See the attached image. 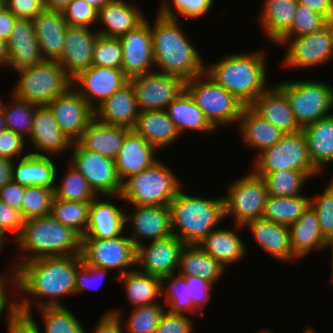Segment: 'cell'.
Segmentation results:
<instances>
[{
    "instance_id": "cell-1",
    "label": "cell",
    "mask_w": 333,
    "mask_h": 333,
    "mask_svg": "<svg viewBox=\"0 0 333 333\" xmlns=\"http://www.w3.org/2000/svg\"><path fill=\"white\" fill-rule=\"evenodd\" d=\"M82 262L76 254L20 263L11 277L13 310L27 315L42 307L65 306L62 299L75 297V275Z\"/></svg>"
},
{
    "instance_id": "cell-2",
    "label": "cell",
    "mask_w": 333,
    "mask_h": 333,
    "mask_svg": "<svg viewBox=\"0 0 333 333\" xmlns=\"http://www.w3.org/2000/svg\"><path fill=\"white\" fill-rule=\"evenodd\" d=\"M150 21L154 69L184 81L205 73L202 54L181 28L183 20L162 16L158 11Z\"/></svg>"
},
{
    "instance_id": "cell-3",
    "label": "cell",
    "mask_w": 333,
    "mask_h": 333,
    "mask_svg": "<svg viewBox=\"0 0 333 333\" xmlns=\"http://www.w3.org/2000/svg\"><path fill=\"white\" fill-rule=\"evenodd\" d=\"M16 258L0 274L11 279L14 269L27 261L43 257H61L81 254V236L51 215L24 221L20 236L15 240ZM15 260V261H14Z\"/></svg>"
},
{
    "instance_id": "cell-4",
    "label": "cell",
    "mask_w": 333,
    "mask_h": 333,
    "mask_svg": "<svg viewBox=\"0 0 333 333\" xmlns=\"http://www.w3.org/2000/svg\"><path fill=\"white\" fill-rule=\"evenodd\" d=\"M264 49L228 53L213 63L205 65V72L220 86L233 94L244 106L254 100L270 86L268 79V57Z\"/></svg>"
},
{
    "instance_id": "cell-5",
    "label": "cell",
    "mask_w": 333,
    "mask_h": 333,
    "mask_svg": "<svg viewBox=\"0 0 333 333\" xmlns=\"http://www.w3.org/2000/svg\"><path fill=\"white\" fill-rule=\"evenodd\" d=\"M185 187V188H184ZM186 184L170 202L171 228L186 245L199 243L211 231L226 222L224 215L223 196L205 197L187 193Z\"/></svg>"
},
{
    "instance_id": "cell-6",
    "label": "cell",
    "mask_w": 333,
    "mask_h": 333,
    "mask_svg": "<svg viewBox=\"0 0 333 333\" xmlns=\"http://www.w3.org/2000/svg\"><path fill=\"white\" fill-rule=\"evenodd\" d=\"M182 180L159 158L151 167L131 175L122 183L123 203L133 206L169 205L185 185Z\"/></svg>"
},
{
    "instance_id": "cell-7",
    "label": "cell",
    "mask_w": 333,
    "mask_h": 333,
    "mask_svg": "<svg viewBox=\"0 0 333 333\" xmlns=\"http://www.w3.org/2000/svg\"><path fill=\"white\" fill-rule=\"evenodd\" d=\"M15 72L19 78L11 90L12 94L37 106H47L72 87V79L55 60H44Z\"/></svg>"
},
{
    "instance_id": "cell-8",
    "label": "cell",
    "mask_w": 333,
    "mask_h": 333,
    "mask_svg": "<svg viewBox=\"0 0 333 333\" xmlns=\"http://www.w3.org/2000/svg\"><path fill=\"white\" fill-rule=\"evenodd\" d=\"M275 84L285 93L301 129L333 114L332 84L320 79H285Z\"/></svg>"
},
{
    "instance_id": "cell-9",
    "label": "cell",
    "mask_w": 333,
    "mask_h": 333,
    "mask_svg": "<svg viewBox=\"0 0 333 333\" xmlns=\"http://www.w3.org/2000/svg\"><path fill=\"white\" fill-rule=\"evenodd\" d=\"M185 90L218 132L221 126L238 124L244 105L206 72L185 81Z\"/></svg>"
},
{
    "instance_id": "cell-10",
    "label": "cell",
    "mask_w": 333,
    "mask_h": 333,
    "mask_svg": "<svg viewBox=\"0 0 333 333\" xmlns=\"http://www.w3.org/2000/svg\"><path fill=\"white\" fill-rule=\"evenodd\" d=\"M251 171L264 177L267 173L293 170L306 172L311 178L322 176L313 166L304 132L286 133L273 146L256 154Z\"/></svg>"
},
{
    "instance_id": "cell-11",
    "label": "cell",
    "mask_w": 333,
    "mask_h": 333,
    "mask_svg": "<svg viewBox=\"0 0 333 333\" xmlns=\"http://www.w3.org/2000/svg\"><path fill=\"white\" fill-rule=\"evenodd\" d=\"M226 189L222 195L225 219L230 217L233 224L244 226L248 221L262 217L269 196L262 177L248 170L229 183Z\"/></svg>"
},
{
    "instance_id": "cell-12",
    "label": "cell",
    "mask_w": 333,
    "mask_h": 333,
    "mask_svg": "<svg viewBox=\"0 0 333 333\" xmlns=\"http://www.w3.org/2000/svg\"><path fill=\"white\" fill-rule=\"evenodd\" d=\"M81 257L86 265L102 267L113 271V280L136 268V247L124 233L117 238H81ZM118 273V274H117Z\"/></svg>"
},
{
    "instance_id": "cell-13",
    "label": "cell",
    "mask_w": 333,
    "mask_h": 333,
    "mask_svg": "<svg viewBox=\"0 0 333 333\" xmlns=\"http://www.w3.org/2000/svg\"><path fill=\"white\" fill-rule=\"evenodd\" d=\"M277 46H284V57L279 64L284 70H308L323 67L333 61L329 20L324 28L309 35L299 37H282ZM319 65V66H318ZM321 65V66H320Z\"/></svg>"
},
{
    "instance_id": "cell-14",
    "label": "cell",
    "mask_w": 333,
    "mask_h": 333,
    "mask_svg": "<svg viewBox=\"0 0 333 333\" xmlns=\"http://www.w3.org/2000/svg\"><path fill=\"white\" fill-rule=\"evenodd\" d=\"M69 154L68 162L86 178L98 196L121 194L122 182L116 173L115 160L85 149L78 141L72 143Z\"/></svg>"
},
{
    "instance_id": "cell-15",
    "label": "cell",
    "mask_w": 333,
    "mask_h": 333,
    "mask_svg": "<svg viewBox=\"0 0 333 333\" xmlns=\"http://www.w3.org/2000/svg\"><path fill=\"white\" fill-rule=\"evenodd\" d=\"M134 87L140 111L166 110L185 90V81L166 73L153 71L129 79Z\"/></svg>"
},
{
    "instance_id": "cell-16",
    "label": "cell",
    "mask_w": 333,
    "mask_h": 333,
    "mask_svg": "<svg viewBox=\"0 0 333 333\" xmlns=\"http://www.w3.org/2000/svg\"><path fill=\"white\" fill-rule=\"evenodd\" d=\"M125 206L127 208L125 224L128 228L126 232L130 231L128 237L133 241L135 247L173 235L168 205Z\"/></svg>"
},
{
    "instance_id": "cell-17",
    "label": "cell",
    "mask_w": 333,
    "mask_h": 333,
    "mask_svg": "<svg viewBox=\"0 0 333 333\" xmlns=\"http://www.w3.org/2000/svg\"><path fill=\"white\" fill-rule=\"evenodd\" d=\"M185 246L186 244L174 234L143 243L136 247V268L160 279L177 273Z\"/></svg>"
},
{
    "instance_id": "cell-18",
    "label": "cell",
    "mask_w": 333,
    "mask_h": 333,
    "mask_svg": "<svg viewBox=\"0 0 333 333\" xmlns=\"http://www.w3.org/2000/svg\"><path fill=\"white\" fill-rule=\"evenodd\" d=\"M128 81L122 69L92 65L72 79V87L95 110Z\"/></svg>"
},
{
    "instance_id": "cell-19",
    "label": "cell",
    "mask_w": 333,
    "mask_h": 333,
    "mask_svg": "<svg viewBox=\"0 0 333 333\" xmlns=\"http://www.w3.org/2000/svg\"><path fill=\"white\" fill-rule=\"evenodd\" d=\"M47 106L59 128L72 142L78 141L85 128L95 119L94 109L73 87L55 97Z\"/></svg>"
},
{
    "instance_id": "cell-20",
    "label": "cell",
    "mask_w": 333,
    "mask_h": 333,
    "mask_svg": "<svg viewBox=\"0 0 333 333\" xmlns=\"http://www.w3.org/2000/svg\"><path fill=\"white\" fill-rule=\"evenodd\" d=\"M72 141L59 128L57 121L48 106H38L34 113L32 130L27 139L30 154L57 156L69 154ZM30 144V145H29ZM35 149V150H34Z\"/></svg>"
},
{
    "instance_id": "cell-21",
    "label": "cell",
    "mask_w": 333,
    "mask_h": 333,
    "mask_svg": "<svg viewBox=\"0 0 333 333\" xmlns=\"http://www.w3.org/2000/svg\"><path fill=\"white\" fill-rule=\"evenodd\" d=\"M115 199L123 202L121 194L97 196L91 201L89 224L81 238L111 239L126 232V206H118Z\"/></svg>"
},
{
    "instance_id": "cell-22",
    "label": "cell",
    "mask_w": 333,
    "mask_h": 333,
    "mask_svg": "<svg viewBox=\"0 0 333 333\" xmlns=\"http://www.w3.org/2000/svg\"><path fill=\"white\" fill-rule=\"evenodd\" d=\"M123 60L121 69L129 78L155 71L150 19L120 38Z\"/></svg>"
},
{
    "instance_id": "cell-23",
    "label": "cell",
    "mask_w": 333,
    "mask_h": 333,
    "mask_svg": "<svg viewBox=\"0 0 333 333\" xmlns=\"http://www.w3.org/2000/svg\"><path fill=\"white\" fill-rule=\"evenodd\" d=\"M98 36L95 28L68 26L62 54L57 61L71 79L92 66L93 49Z\"/></svg>"
},
{
    "instance_id": "cell-24",
    "label": "cell",
    "mask_w": 333,
    "mask_h": 333,
    "mask_svg": "<svg viewBox=\"0 0 333 333\" xmlns=\"http://www.w3.org/2000/svg\"><path fill=\"white\" fill-rule=\"evenodd\" d=\"M243 227L249 230L248 232L256 241L254 243L260 246L264 253L270 255V258L273 257L283 265L298 261L290 245L288 226L260 217L248 221Z\"/></svg>"
},
{
    "instance_id": "cell-25",
    "label": "cell",
    "mask_w": 333,
    "mask_h": 333,
    "mask_svg": "<svg viewBox=\"0 0 333 333\" xmlns=\"http://www.w3.org/2000/svg\"><path fill=\"white\" fill-rule=\"evenodd\" d=\"M140 7L130 0H110L98 11L95 29L100 35L120 38L146 20V13Z\"/></svg>"
},
{
    "instance_id": "cell-26",
    "label": "cell",
    "mask_w": 333,
    "mask_h": 333,
    "mask_svg": "<svg viewBox=\"0 0 333 333\" xmlns=\"http://www.w3.org/2000/svg\"><path fill=\"white\" fill-rule=\"evenodd\" d=\"M7 62L6 67L13 71L33 66L43 62L41 49L38 45L31 19L17 18L6 42Z\"/></svg>"
},
{
    "instance_id": "cell-27",
    "label": "cell",
    "mask_w": 333,
    "mask_h": 333,
    "mask_svg": "<svg viewBox=\"0 0 333 333\" xmlns=\"http://www.w3.org/2000/svg\"><path fill=\"white\" fill-rule=\"evenodd\" d=\"M230 223L232 226L229 229L218 227L197 243L203 251L218 260L227 269L245 259L249 252L247 244L243 242L244 238H241L242 235H240L241 231H245L244 227Z\"/></svg>"
},
{
    "instance_id": "cell-28",
    "label": "cell",
    "mask_w": 333,
    "mask_h": 333,
    "mask_svg": "<svg viewBox=\"0 0 333 333\" xmlns=\"http://www.w3.org/2000/svg\"><path fill=\"white\" fill-rule=\"evenodd\" d=\"M95 119L105 125L134 129L140 112L134 87L129 80L95 110Z\"/></svg>"
},
{
    "instance_id": "cell-29",
    "label": "cell",
    "mask_w": 333,
    "mask_h": 333,
    "mask_svg": "<svg viewBox=\"0 0 333 333\" xmlns=\"http://www.w3.org/2000/svg\"><path fill=\"white\" fill-rule=\"evenodd\" d=\"M159 152L141 135L131 130L115 159L116 173L123 183L131 175L138 174L158 161Z\"/></svg>"
},
{
    "instance_id": "cell-30",
    "label": "cell",
    "mask_w": 333,
    "mask_h": 333,
    "mask_svg": "<svg viewBox=\"0 0 333 333\" xmlns=\"http://www.w3.org/2000/svg\"><path fill=\"white\" fill-rule=\"evenodd\" d=\"M250 107L285 134L302 130L295 120L285 93L275 83L259 95Z\"/></svg>"
},
{
    "instance_id": "cell-31",
    "label": "cell",
    "mask_w": 333,
    "mask_h": 333,
    "mask_svg": "<svg viewBox=\"0 0 333 333\" xmlns=\"http://www.w3.org/2000/svg\"><path fill=\"white\" fill-rule=\"evenodd\" d=\"M32 21L42 56L45 60L57 61L61 57L69 26L62 11L44 9Z\"/></svg>"
},
{
    "instance_id": "cell-32",
    "label": "cell",
    "mask_w": 333,
    "mask_h": 333,
    "mask_svg": "<svg viewBox=\"0 0 333 333\" xmlns=\"http://www.w3.org/2000/svg\"><path fill=\"white\" fill-rule=\"evenodd\" d=\"M237 133L241 142L249 150L259 154L262 150L273 146L285 133L258 115L250 106H244L237 124Z\"/></svg>"
},
{
    "instance_id": "cell-33",
    "label": "cell",
    "mask_w": 333,
    "mask_h": 333,
    "mask_svg": "<svg viewBox=\"0 0 333 333\" xmlns=\"http://www.w3.org/2000/svg\"><path fill=\"white\" fill-rule=\"evenodd\" d=\"M260 12L255 16L256 24L262 34L272 43H276L291 29L297 0H262Z\"/></svg>"
},
{
    "instance_id": "cell-34",
    "label": "cell",
    "mask_w": 333,
    "mask_h": 333,
    "mask_svg": "<svg viewBox=\"0 0 333 333\" xmlns=\"http://www.w3.org/2000/svg\"><path fill=\"white\" fill-rule=\"evenodd\" d=\"M133 130L158 151L172 146L181 137L166 110L140 111Z\"/></svg>"
},
{
    "instance_id": "cell-35",
    "label": "cell",
    "mask_w": 333,
    "mask_h": 333,
    "mask_svg": "<svg viewBox=\"0 0 333 333\" xmlns=\"http://www.w3.org/2000/svg\"><path fill=\"white\" fill-rule=\"evenodd\" d=\"M290 245L294 256L300 260L313 251H324V238L315 210L309 205L304 213L290 226Z\"/></svg>"
},
{
    "instance_id": "cell-36",
    "label": "cell",
    "mask_w": 333,
    "mask_h": 333,
    "mask_svg": "<svg viewBox=\"0 0 333 333\" xmlns=\"http://www.w3.org/2000/svg\"><path fill=\"white\" fill-rule=\"evenodd\" d=\"M55 158V159H54ZM56 157L28 154L14 161L13 180L24 186H43L54 189Z\"/></svg>"
},
{
    "instance_id": "cell-37",
    "label": "cell",
    "mask_w": 333,
    "mask_h": 333,
    "mask_svg": "<svg viewBox=\"0 0 333 333\" xmlns=\"http://www.w3.org/2000/svg\"><path fill=\"white\" fill-rule=\"evenodd\" d=\"M130 131L129 128L105 125L94 119L85 128L78 142L87 150L115 160Z\"/></svg>"
},
{
    "instance_id": "cell-38",
    "label": "cell",
    "mask_w": 333,
    "mask_h": 333,
    "mask_svg": "<svg viewBox=\"0 0 333 333\" xmlns=\"http://www.w3.org/2000/svg\"><path fill=\"white\" fill-rule=\"evenodd\" d=\"M166 111L181 137L185 133L194 131L206 134L217 132L218 134V131L209 123L203 111L186 90L168 105Z\"/></svg>"
},
{
    "instance_id": "cell-39",
    "label": "cell",
    "mask_w": 333,
    "mask_h": 333,
    "mask_svg": "<svg viewBox=\"0 0 333 333\" xmlns=\"http://www.w3.org/2000/svg\"><path fill=\"white\" fill-rule=\"evenodd\" d=\"M313 166L322 174L333 164V114L302 129Z\"/></svg>"
},
{
    "instance_id": "cell-40",
    "label": "cell",
    "mask_w": 333,
    "mask_h": 333,
    "mask_svg": "<svg viewBox=\"0 0 333 333\" xmlns=\"http://www.w3.org/2000/svg\"><path fill=\"white\" fill-rule=\"evenodd\" d=\"M226 271L224 265L194 244L186 245L182 250L177 273L201 277L215 286L226 275Z\"/></svg>"
},
{
    "instance_id": "cell-41",
    "label": "cell",
    "mask_w": 333,
    "mask_h": 333,
    "mask_svg": "<svg viewBox=\"0 0 333 333\" xmlns=\"http://www.w3.org/2000/svg\"><path fill=\"white\" fill-rule=\"evenodd\" d=\"M130 307L162 303L161 279L137 268L117 277ZM123 284V285H122Z\"/></svg>"
},
{
    "instance_id": "cell-42",
    "label": "cell",
    "mask_w": 333,
    "mask_h": 333,
    "mask_svg": "<svg viewBox=\"0 0 333 333\" xmlns=\"http://www.w3.org/2000/svg\"><path fill=\"white\" fill-rule=\"evenodd\" d=\"M36 310L42 319V326L34 316V311L27 315L36 323L40 333H87L82 321L78 319V315L68 306L42 307Z\"/></svg>"
},
{
    "instance_id": "cell-43",
    "label": "cell",
    "mask_w": 333,
    "mask_h": 333,
    "mask_svg": "<svg viewBox=\"0 0 333 333\" xmlns=\"http://www.w3.org/2000/svg\"><path fill=\"white\" fill-rule=\"evenodd\" d=\"M61 174L60 165L56 169L54 198L60 200L91 202L98 195L91 188L86 178L71 164ZM60 174V175H59ZM62 175V176H61Z\"/></svg>"
},
{
    "instance_id": "cell-44",
    "label": "cell",
    "mask_w": 333,
    "mask_h": 333,
    "mask_svg": "<svg viewBox=\"0 0 333 333\" xmlns=\"http://www.w3.org/2000/svg\"><path fill=\"white\" fill-rule=\"evenodd\" d=\"M165 310L163 303L136 306L131 308L127 319L122 317L124 316L122 308H110L105 312H110L119 318L125 333H155Z\"/></svg>"
},
{
    "instance_id": "cell-45",
    "label": "cell",
    "mask_w": 333,
    "mask_h": 333,
    "mask_svg": "<svg viewBox=\"0 0 333 333\" xmlns=\"http://www.w3.org/2000/svg\"><path fill=\"white\" fill-rule=\"evenodd\" d=\"M161 300L170 313L192 317L196 315L202 318L201 314L193 307L192 300H188V283L185 277L178 273L161 278Z\"/></svg>"
},
{
    "instance_id": "cell-46",
    "label": "cell",
    "mask_w": 333,
    "mask_h": 333,
    "mask_svg": "<svg viewBox=\"0 0 333 333\" xmlns=\"http://www.w3.org/2000/svg\"><path fill=\"white\" fill-rule=\"evenodd\" d=\"M310 205V196L301 194L291 197L268 196L262 218L286 226L292 225Z\"/></svg>"
},
{
    "instance_id": "cell-47",
    "label": "cell",
    "mask_w": 333,
    "mask_h": 333,
    "mask_svg": "<svg viewBox=\"0 0 333 333\" xmlns=\"http://www.w3.org/2000/svg\"><path fill=\"white\" fill-rule=\"evenodd\" d=\"M91 202L69 201L53 198L50 215L61 224L72 228L81 237L89 224Z\"/></svg>"
},
{
    "instance_id": "cell-48",
    "label": "cell",
    "mask_w": 333,
    "mask_h": 333,
    "mask_svg": "<svg viewBox=\"0 0 333 333\" xmlns=\"http://www.w3.org/2000/svg\"><path fill=\"white\" fill-rule=\"evenodd\" d=\"M270 196L291 197L304 194L305 186L311 177L303 171L279 170L263 177Z\"/></svg>"
},
{
    "instance_id": "cell-49",
    "label": "cell",
    "mask_w": 333,
    "mask_h": 333,
    "mask_svg": "<svg viewBox=\"0 0 333 333\" xmlns=\"http://www.w3.org/2000/svg\"><path fill=\"white\" fill-rule=\"evenodd\" d=\"M9 93L8 97L11 102H7L2 110L6 128L28 139L32 130L34 113L38 106L16 98L11 91Z\"/></svg>"
},
{
    "instance_id": "cell-50",
    "label": "cell",
    "mask_w": 333,
    "mask_h": 333,
    "mask_svg": "<svg viewBox=\"0 0 333 333\" xmlns=\"http://www.w3.org/2000/svg\"><path fill=\"white\" fill-rule=\"evenodd\" d=\"M216 0H159L157 11L164 17L200 20L207 16Z\"/></svg>"
},
{
    "instance_id": "cell-51",
    "label": "cell",
    "mask_w": 333,
    "mask_h": 333,
    "mask_svg": "<svg viewBox=\"0 0 333 333\" xmlns=\"http://www.w3.org/2000/svg\"><path fill=\"white\" fill-rule=\"evenodd\" d=\"M54 189L43 186H26L21 214L24 220L50 215Z\"/></svg>"
},
{
    "instance_id": "cell-52",
    "label": "cell",
    "mask_w": 333,
    "mask_h": 333,
    "mask_svg": "<svg viewBox=\"0 0 333 333\" xmlns=\"http://www.w3.org/2000/svg\"><path fill=\"white\" fill-rule=\"evenodd\" d=\"M122 60L120 39L99 34L93 49L92 65L121 69Z\"/></svg>"
},
{
    "instance_id": "cell-53",
    "label": "cell",
    "mask_w": 333,
    "mask_h": 333,
    "mask_svg": "<svg viewBox=\"0 0 333 333\" xmlns=\"http://www.w3.org/2000/svg\"><path fill=\"white\" fill-rule=\"evenodd\" d=\"M323 191L310 196V206L315 210L325 239L333 235V176Z\"/></svg>"
},
{
    "instance_id": "cell-54",
    "label": "cell",
    "mask_w": 333,
    "mask_h": 333,
    "mask_svg": "<svg viewBox=\"0 0 333 333\" xmlns=\"http://www.w3.org/2000/svg\"><path fill=\"white\" fill-rule=\"evenodd\" d=\"M328 19L305 5H297L291 29L283 37L309 35L326 26Z\"/></svg>"
},
{
    "instance_id": "cell-55",
    "label": "cell",
    "mask_w": 333,
    "mask_h": 333,
    "mask_svg": "<svg viewBox=\"0 0 333 333\" xmlns=\"http://www.w3.org/2000/svg\"><path fill=\"white\" fill-rule=\"evenodd\" d=\"M69 26L95 28L98 22V11L84 0H71L62 10Z\"/></svg>"
},
{
    "instance_id": "cell-56",
    "label": "cell",
    "mask_w": 333,
    "mask_h": 333,
    "mask_svg": "<svg viewBox=\"0 0 333 333\" xmlns=\"http://www.w3.org/2000/svg\"><path fill=\"white\" fill-rule=\"evenodd\" d=\"M109 275L110 270L102 267L86 265L82 262L77 268L75 275V298L86 291L94 290V287L97 288V285H102L99 283L104 282Z\"/></svg>"
},
{
    "instance_id": "cell-57",
    "label": "cell",
    "mask_w": 333,
    "mask_h": 333,
    "mask_svg": "<svg viewBox=\"0 0 333 333\" xmlns=\"http://www.w3.org/2000/svg\"><path fill=\"white\" fill-rule=\"evenodd\" d=\"M188 283V300H192L193 307L203 316V310L212 299L214 285L197 276H184ZM206 306V307H205Z\"/></svg>"
},
{
    "instance_id": "cell-58",
    "label": "cell",
    "mask_w": 333,
    "mask_h": 333,
    "mask_svg": "<svg viewBox=\"0 0 333 333\" xmlns=\"http://www.w3.org/2000/svg\"><path fill=\"white\" fill-rule=\"evenodd\" d=\"M24 221L20 211L0 200V234L3 237L14 242L22 232Z\"/></svg>"
},
{
    "instance_id": "cell-59",
    "label": "cell",
    "mask_w": 333,
    "mask_h": 333,
    "mask_svg": "<svg viewBox=\"0 0 333 333\" xmlns=\"http://www.w3.org/2000/svg\"><path fill=\"white\" fill-rule=\"evenodd\" d=\"M26 143L27 139L12 130L6 129L0 132V157H5L14 161L25 157L29 154V151H26L28 150V147L26 146L28 144Z\"/></svg>"
},
{
    "instance_id": "cell-60",
    "label": "cell",
    "mask_w": 333,
    "mask_h": 333,
    "mask_svg": "<svg viewBox=\"0 0 333 333\" xmlns=\"http://www.w3.org/2000/svg\"><path fill=\"white\" fill-rule=\"evenodd\" d=\"M194 318L165 310L155 333H195Z\"/></svg>"
},
{
    "instance_id": "cell-61",
    "label": "cell",
    "mask_w": 333,
    "mask_h": 333,
    "mask_svg": "<svg viewBox=\"0 0 333 333\" xmlns=\"http://www.w3.org/2000/svg\"><path fill=\"white\" fill-rule=\"evenodd\" d=\"M6 7L16 18L33 20L45 9L43 0H5Z\"/></svg>"
},
{
    "instance_id": "cell-62",
    "label": "cell",
    "mask_w": 333,
    "mask_h": 333,
    "mask_svg": "<svg viewBox=\"0 0 333 333\" xmlns=\"http://www.w3.org/2000/svg\"><path fill=\"white\" fill-rule=\"evenodd\" d=\"M4 318L6 333H40L36 323L28 315L13 310Z\"/></svg>"
},
{
    "instance_id": "cell-63",
    "label": "cell",
    "mask_w": 333,
    "mask_h": 333,
    "mask_svg": "<svg viewBox=\"0 0 333 333\" xmlns=\"http://www.w3.org/2000/svg\"><path fill=\"white\" fill-rule=\"evenodd\" d=\"M25 187L14 180L8 182L0 188V200L21 212Z\"/></svg>"
},
{
    "instance_id": "cell-64",
    "label": "cell",
    "mask_w": 333,
    "mask_h": 333,
    "mask_svg": "<svg viewBox=\"0 0 333 333\" xmlns=\"http://www.w3.org/2000/svg\"><path fill=\"white\" fill-rule=\"evenodd\" d=\"M103 313L93 326L91 333H125L123 324L116 315L110 312Z\"/></svg>"
},
{
    "instance_id": "cell-65",
    "label": "cell",
    "mask_w": 333,
    "mask_h": 333,
    "mask_svg": "<svg viewBox=\"0 0 333 333\" xmlns=\"http://www.w3.org/2000/svg\"><path fill=\"white\" fill-rule=\"evenodd\" d=\"M297 2L323 15L328 20L333 19V0H297Z\"/></svg>"
},
{
    "instance_id": "cell-66",
    "label": "cell",
    "mask_w": 333,
    "mask_h": 333,
    "mask_svg": "<svg viewBox=\"0 0 333 333\" xmlns=\"http://www.w3.org/2000/svg\"><path fill=\"white\" fill-rule=\"evenodd\" d=\"M16 19L14 14L7 7L0 11V38L6 42Z\"/></svg>"
},
{
    "instance_id": "cell-67",
    "label": "cell",
    "mask_w": 333,
    "mask_h": 333,
    "mask_svg": "<svg viewBox=\"0 0 333 333\" xmlns=\"http://www.w3.org/2000/svg\"><path fill=\"white\" fill-rule=\"evenodd\" d=\"M14 160L0 157V188L13 180Z\"/></svg>"
},
{
    "instance_id": "cell-68",
    "label": "cell",
    "mask_w": 333,
    "mask_h": 333,
    "mask_svg": "<svg viewBox=\"0 0 333 333\" xmlns=\"http://www.w3.org/2000/svg\"><path fill=\"white\" fill-rule=\"evenodd\" d=\"M45 9L50 10H62L65 8L71 0H43Z\"/></svg>"
},
{
    "instance_id": "cell-69",
    "label": "cell",
    "mask_w": 333,
    "mask_h": 333,
    "mask_svg": "<svg viewBox=\"0 0 333 333\" xmlns=\"http://www.w3.org/2000/svg\"><path fill=\"white\" fill-rule=\"evenodd\" d=\"M328 249H330L329 251H331L330 252V271H331V276L329 277V279H328V281H329V284L330 285H333V235L332 236H330L329 238H327L326 239V242H325V247H324V251L325 250H327L328 251Z\"/></svg>"
},
{
    "instance_id": "cell-70",
    "label": "cell",
    "mask_w": 333,
    "mask_h": 333,
    "mask_svg": "<svg viewBox=\"0 0 333 333\" xmlns=\"http://www.w3.org/2000/svg\"><path fill=\"white\" fill-rule=\"evenodd\" d=\"M7 56L8 52L6 41L0 38V68H6Z\"/></svg>"
},
{
    "instance_id": "cell-71",
    "label": "cell",
    "mask_w": 333,
    "mask_h": 333,
    "mask_svg": "<svg viewBox=\"0 0 333 333\" xmlns=\"http://www.w3.org/2000/svg\"><path fill=\"white\" fill-rule=\"evenodd\" d=\"M90 4L93 8L99 11L103 6H105L110 0H84Z\"/></svg>"
},
{
    "instance_id": "cell-72",
    "label": "cell",
    "mask_w": 333,
    "mask_h": 333,
    "mask_svg": "<svg viewBox=\"0 0 333 333\" xmlns=\"http://www.w3.org/2000/svg\"><path fill=\"white\" fill-rule=\"evenodd\" d=\"M329 34L331 39V50L333 55V19L329 20Z\"/></svg>"
},
{
    "instance_id": "cell-73",
    "label": "cell",
    "mask_w": 333,
    "mask_h": 333,
    "mask_svg": "<svg viewBox=\"0 0 333 333\" xmlns=\"http://www.w3.org/2000/svg\"><path fill=\"white\" fill-rule=\"evenodd\" d=\"M6 122H5V118H4V115H3V112L1 111L0 112V132L6 130Z\"/></svg>"
},
{
    "instance_id": "cell-74",
    "label": "cell",
    "mask_w": 333,
    "mask_h": 333,
    "mask_svg": "<svg viewBox=\"0 0 333 333\" xmlns=\"http://www.w3.org/2000/svg\"><path fill=\"white\" fill-rule=\"evenodd\" d=\"M8 239H6L5 237H3L1 234H0V254L2 253L1 251H4L5 247H6V241Z\"/></svg>"
},
{
    "instance_id": "cell-75",
    "label": "cell",
    "mask_w": 333,
    "mask_h": 333,
    "mask_svg": "<svg viewBox=\"0 0 333 333\" xmlns=\"http://www.w3.org/2000/svg\"><path fill=\"white\" fill-rule=\"evenodd\" d=\"M304 333H317L315 328H310L309 326L307 327V329H304Z\"/></svg>"
},
{
    "instance_id": "cell-76",
    "label": "cell",
    "mask_w": 333,
    "mask_h": 333,
    "mask_svg": "<svg viewBox=\"0 0 333 333\" xmlns=\"http://www.w3.org/2000/svg\"><path fill=\"white\" fill-rule=\"evenodd\" d=\"M7 101L5 100V102L3 100H1V97H0V112L5 108V105H6Z\"/></svg>"
},
{
    "instance_id": "cell-77",
    "label": "cell",
    "mask_w": 333,
    "mask_h": 333,
    "mask_svg": "<svg viewBox=\"0 0 333 333\" xmlns=\"http://www.w3.org/2000/svg\"><path fill=\"white\" fill-rule=\"evenodd\" d=\"M6 7L5 0H0V11Z\"/></svg>"
},
{
    "instance_id": "cell-78",
    "label": "cell",
    "mask_w": 333,
    "mask_h": 333,
    "mask_svg": "<svg viewBox=\"0 0 333 333\" xmlns=\"http://www.w3.org/2000/svg\"><path fill=\"white\" fill-rule=\"evenodd\" d=\"M257 333H273V331L271 332V330H268V329H262V330H259V332Z\"/></svg>"
}]
</instances>
